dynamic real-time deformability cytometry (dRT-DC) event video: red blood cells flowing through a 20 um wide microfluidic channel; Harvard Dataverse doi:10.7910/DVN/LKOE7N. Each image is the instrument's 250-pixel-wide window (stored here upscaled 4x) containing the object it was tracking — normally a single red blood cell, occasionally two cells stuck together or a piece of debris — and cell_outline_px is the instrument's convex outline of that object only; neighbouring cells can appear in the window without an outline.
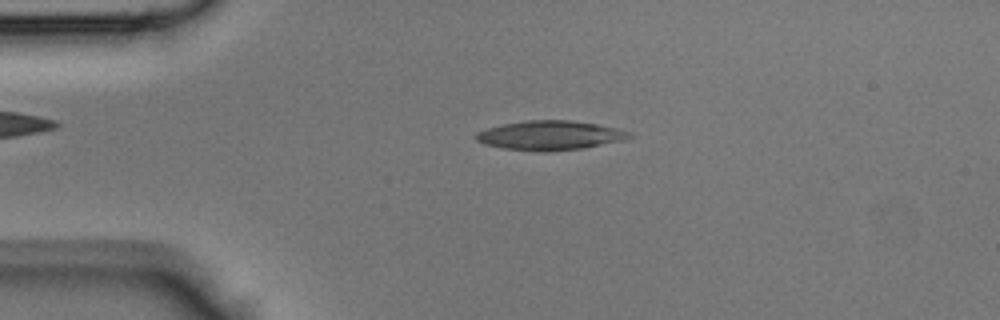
{"species": "Egyptian fruit bat (a non-hibernating species)", "species_latin": "Rousettus aegyptiacus", "temperature_condition": "room temperature", "stored_images_in_passage": 43, "camera_frame_rate_fps": 3000, "um_per_image_px": 0.085, "animal": {"sex": "male"}, "frame": {"image": 1, "passage_image": 9, "time_ms": 2.667, "image_size_px": [1000, 320], "cell_outline_px": [[632, 136], [624, 140], [584, 148], [544, 152], [504, 148], [484, 144], [476, 140], [476, 132], [488, 128], [504, 124], [528, 120], [572, 120], [596, 124], [616, 128], [632, 132]], "centroid_in_image_um": [46.77, 11.51], "position_along_channel_um": 38.2, "area_um2": 26.07}}
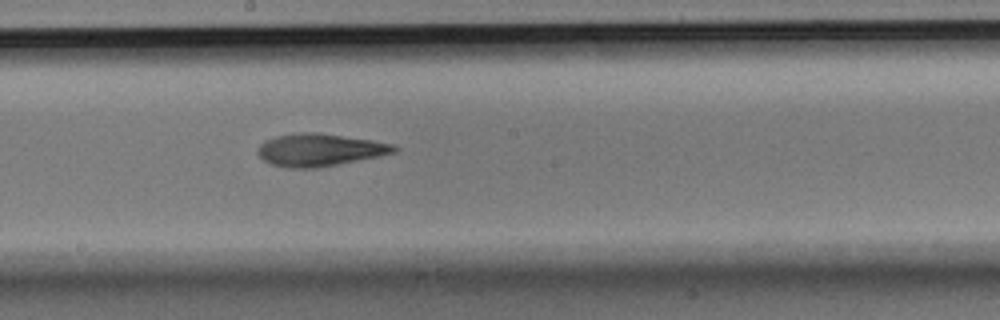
{"frame": {"image": 2, "passage_image": 23, "time_ms": 7.333, "image_size_px": [1000, 320], "cell_outline_px": [[400, 148], [396, 152], [316, 168], [288, 168], [272, 164], [264, 160], [256, 152], [260, 144], [264, 140], [276, 136], [304, 132], [316, 132], [372, 140], [396, 144]], "centroid_in_image_um": [27.16, 12.73], "position_along_channel_um": 221.0, "area_um2": 25.61}}
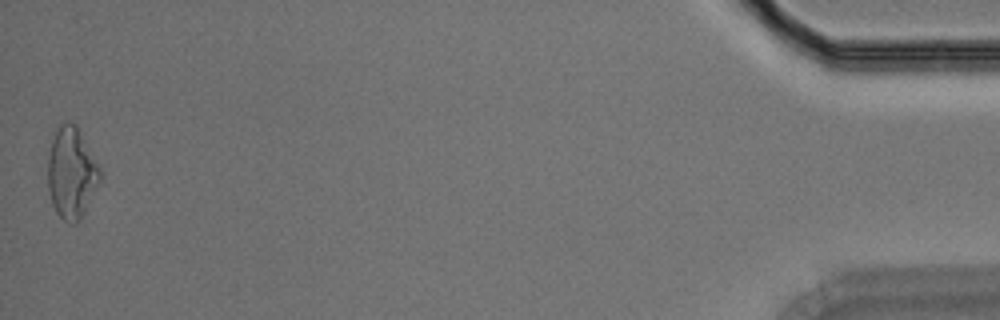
{"frame": {"image": 3, "passage_image": 43, "time_ms": 14.0, "image_size_px": [1000, 320], "cell_outline_px": [[104, 176], [80, 220], [76, 224], [68, 224], [56, 212], [52, 204], [48, 188], [48, 152], [52, 140], [60, 124], [68, 120], [76, 124], [100, 168]], "centroid_in_image_um": [6.1, 14.72], "position_along_channel_um": 429.1, "area_um2": 28.03}}